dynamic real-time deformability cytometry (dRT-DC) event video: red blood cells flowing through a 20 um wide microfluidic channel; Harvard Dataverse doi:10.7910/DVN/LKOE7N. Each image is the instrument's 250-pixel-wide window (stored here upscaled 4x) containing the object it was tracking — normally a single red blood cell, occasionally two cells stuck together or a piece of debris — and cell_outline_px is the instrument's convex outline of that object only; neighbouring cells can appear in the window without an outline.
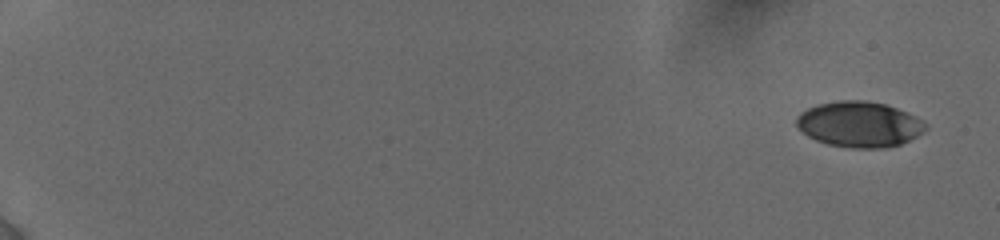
{"species": "human", "species_latin": "Homo sapiens", "temperature_condition": "cold", "stored_images_in_passage": 30, "camera_frame_rate_fps": 3000, "um_per_image_px": 0.085, "donor": {"sex": "female"}, "frame": {"image": 1, "passage_image": 1, "time_ms": 0.0, "image_size_px": [1000, 240], "cell_outline_px": [[928, 128], [916, 136], [900, 144], [884, 148], [852, 148], [828, 144], [816, 140], [808, 136], [796, 124], [796, 116], [800, 112], [816, 104], [840, 100], [864, 100], [884, 104], [896, 108], [924, 120]], "centroid_in_image_um": [73.03, 10.56], "position_along_channel_um": 12.0, "area_um2": 34.22}}
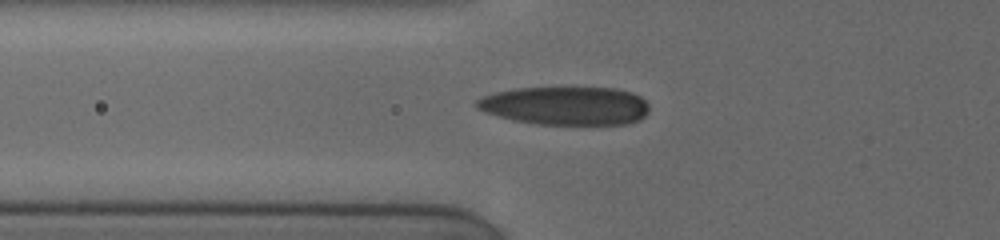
{"frame": {"image": 2, "passage_image": 20, "time_ms": 7.0, "image_size_px": [1000, 240], "cell_outline_px": [[648, 112], [640, 120], [628, 124], [536, 124], [512, 120], [484, 112], [476, 108], [476, 100], [480, 96], [496, 92], [516, 88], [616, 88], [632, 92], [640, 96], [648, 104]], "centroid_in_image_um": [48.06, 8.99], "position_along_channel_um": 77.7, "area_um2": 38.78}}
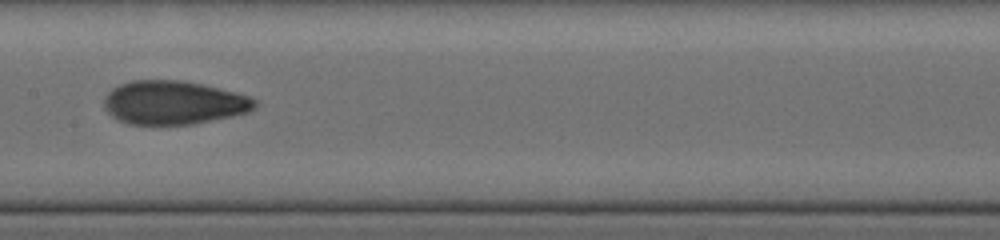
{"frame": {"image": 3, "passage_image": 29, "time_ms": 10.0, "image_size_px": [1000, 240], "cell_outline_px": [[256, 108], [248, 112], [232, 116], [192, 124], [128, 124], [112, 116], [104, 108], [104, 100], [108, 92], [112, 88], [120, 84], [132, 80], [184, 80], [204, 84], [236, 92], [248, 96], [256, 100]], "centroid_in_image_um": [14.76, 8.71], "position_along_channel_um": 192.6, "area_um2": 38.38}}